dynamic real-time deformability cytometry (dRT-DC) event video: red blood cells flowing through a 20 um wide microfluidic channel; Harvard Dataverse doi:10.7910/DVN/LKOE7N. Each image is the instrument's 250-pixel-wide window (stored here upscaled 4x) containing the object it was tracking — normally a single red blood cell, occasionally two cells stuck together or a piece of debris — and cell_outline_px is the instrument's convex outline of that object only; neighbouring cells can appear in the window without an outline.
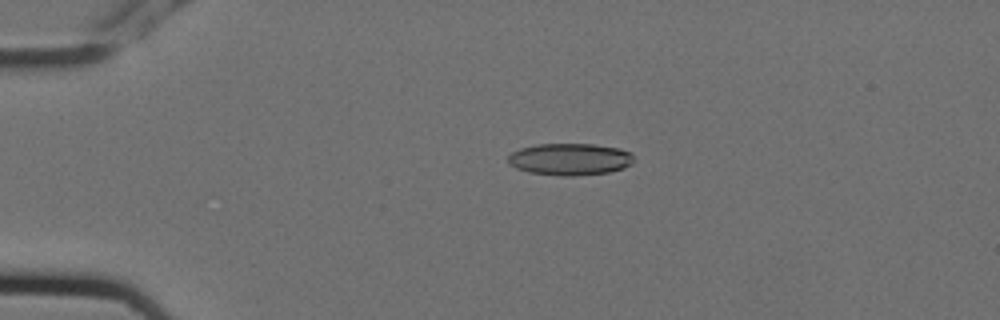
{"species": "Egyptian fruit bat (a non-hibernating species)", "species_latin": "Rousettus aegyptiacus", "temperature_condition": "cold", "stored_images_in_passage": 3, "camera_frame_rate_fps": 3000, "um_per_image_px": 0.085, "animal": {"sex": "female"}, "frame": {"image": 1, "passage_image": 1, "time_ms": 0.0, "image_size_px": [1000, 320], "cell_outline_px": [[632, 164], [624, 168], [608, 172], [576, 176], [564, 176], [528, 172], [516, 168], [508, 164], [508, 156], [512, 152], [520, 148], [536, 144], [592, 144], [620, 148], [628, 152], [632, 156]], "centroid_in_image_um": [48.41, 13.53], "position_along_channel_um": 36.6, "area_um2": 23.41}}
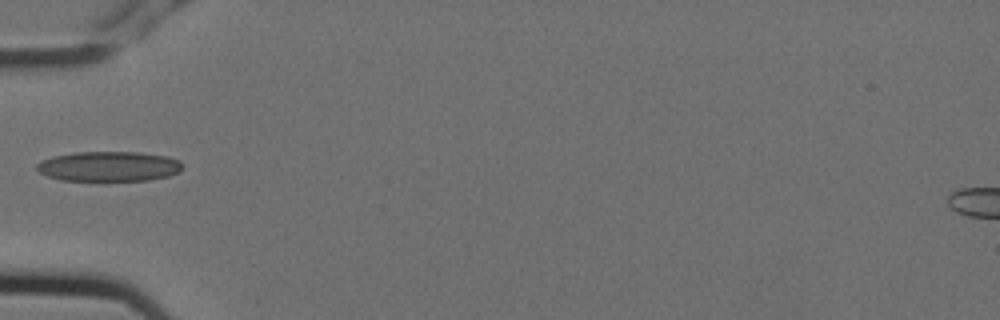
{"frame": {"image": 2, "passage_image": 3, "time_ms": 0.667, "image_size_px": [1000, 320], "cell_outline_px": [[184, 168], [180, 172], [168, 176], [148, 180], [60, 180], [48, 176], [40, 172], [36, 168], [36, 164], [52, 156], [76, 152], [140, 152], [168, 156], [180, 160], [184, 164]], "centroid_in_image_um": [9.32, 14.13], "position_along_channel_um": 75.7, "area_um2": 25.55}}